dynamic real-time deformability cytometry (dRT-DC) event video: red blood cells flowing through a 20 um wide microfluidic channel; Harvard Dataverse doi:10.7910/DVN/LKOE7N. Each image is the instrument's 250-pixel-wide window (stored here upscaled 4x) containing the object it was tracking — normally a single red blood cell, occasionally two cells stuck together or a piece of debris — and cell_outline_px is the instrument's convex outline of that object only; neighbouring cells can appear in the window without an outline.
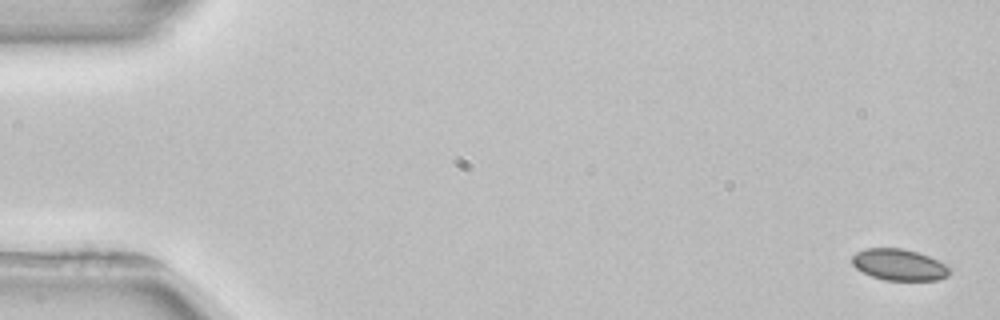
{"species": "common noctule bat (a hibernating species)", "species_latin": "Nyctalus noctula", "temperature_condition": "room temperature", "stored_images_in_passage": 4, "camera_frame_rate_fps": 3000, "um_per_image_px": 0.085, "animal": {"sex": "female", "body_mass_g": 22.7, "forearm_length_mm": 54.2}, "frame": {"image": 1, "passage_image": 1, "time_ms": 0.0, "image_size_px": [1000, 320], "cell_outline_px": [[952, 272], [948, 276], [940, 280], [884, 280], [872, 276], [856, 268], [852, 264], [852, 256], [856, 252], [864, 248], [904, 248], [928, 256], [944, 264]], "centroid_in_image_um": [76.41, 22.5], "position_along_channel_um": 8.6, "area_um2": 17.8}}
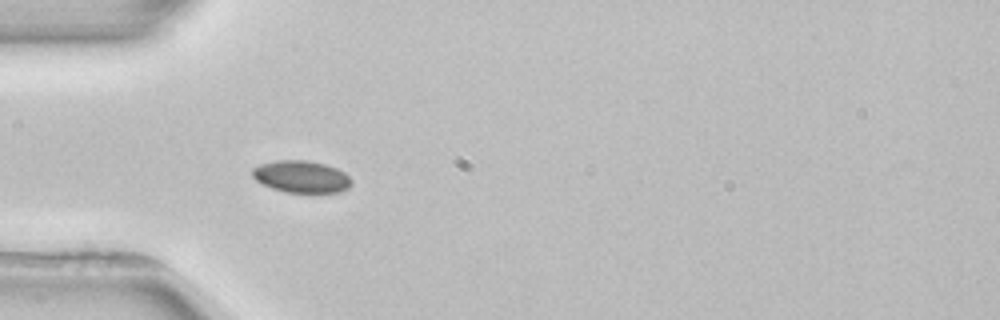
{"frame": {"image": 2, "passage_image": 4, "time_ms": 5.0, "image_size_px": [1000, 320], "cell_outline_px": [[352, 184], [348, 188], [340, 192], [284, 192], [272, 188], [256, 180], [252, 176], [252, 168], [260, 164], [276, 160], [308, 160], [324, 164], [336, 168], [344, 172], [352, 180]], "centroid_in_image_um": [25.61, 15.01], "position_along_channel_um": 59.4, "area_um2": 18.5}}